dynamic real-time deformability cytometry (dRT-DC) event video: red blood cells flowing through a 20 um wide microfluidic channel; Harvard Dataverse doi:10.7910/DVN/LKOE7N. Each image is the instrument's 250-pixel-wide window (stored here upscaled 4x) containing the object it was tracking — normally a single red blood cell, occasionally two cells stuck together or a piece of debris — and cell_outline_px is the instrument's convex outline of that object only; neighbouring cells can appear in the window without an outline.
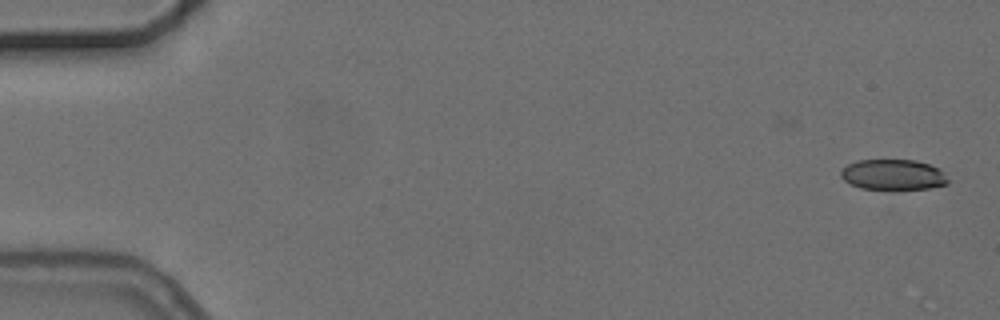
{"species": "common noctule bat (a hibernating species)", "species_latin": "Nyctalus noctula", "temperature_condition": "cold", "stored_images_in_passage": 6, "camera_frame_rate_fps": 3000, "um_per_image_px": 0.085, "animal": {"sex": "female", "body_mass_g": 24.6, "forearm_length_mm": 56.2}, "frame": {"image": 1, "passage_image": 1, "time_ms": 0.0, "image_size_px": [1000, 320], "cell_outline_px": [[948, 184], [928, 188], [896, 192], [892, 192], [860, 188], [844, 180], [840, 176], [840, 168], [856, 160], [916, 160], [928, 164], [944, 172], [948, 180]], "centroid_in_image_um": [75.88, 14.89], "position_along_channel_um": 9.1, "area_um2": 19.83}}
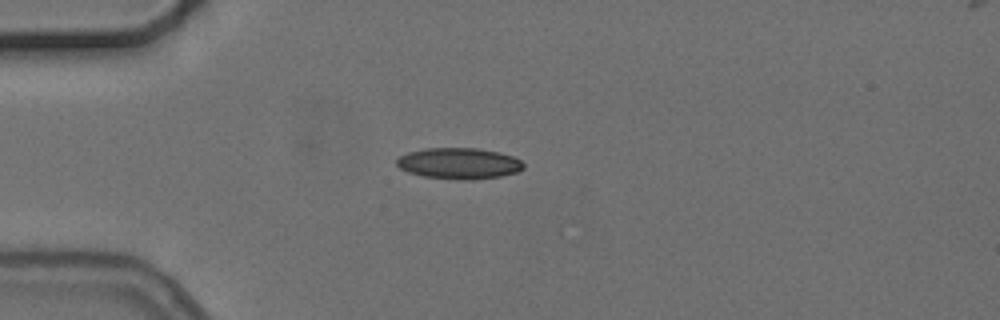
{"frame": {"image": 2, "passage_image": 4, "time_ms": 4.333, "image_size_px": [1000, 320], "cell_outline_px": [[524, 168], [516, 172], [500, 176], [472, 180], [468, 180], [424, 176], [408, 172], [400, 168], [396, 164], [396, 160], [400, 156], [408, 152], [424, 148], [476, 148], [500, 152], [512, 156], [520, 160], [524, 164]], "centroid_in_image_um": [39.01, 13.88], "position_along_channel_um": 46.0, "area_um2": 22.89}}